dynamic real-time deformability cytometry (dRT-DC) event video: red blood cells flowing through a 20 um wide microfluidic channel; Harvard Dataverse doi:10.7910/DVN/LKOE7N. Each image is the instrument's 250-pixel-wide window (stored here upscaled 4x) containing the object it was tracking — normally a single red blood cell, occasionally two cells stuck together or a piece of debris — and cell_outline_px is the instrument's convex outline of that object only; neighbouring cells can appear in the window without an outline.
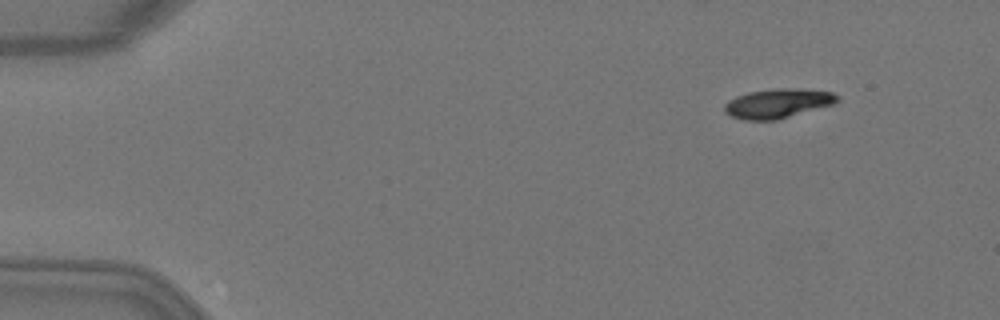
{"species": "Egyptian fruit bat (a non-hibernating species)", "species_latin": "Rousettus aegyptiacus", "temperature_condition": "warm", "stored_images_in_passage": 5, "camera_frame_rate_fps": 3000, "um_per_image_px": 0.085, "animal": {"sex": "female"}, "frame": {"image": 1, "passage_image": 2, "time_ms": 0.333, "image_size_px": [1000, 320], "cell_outline_px": [[840, 100], [836, 104], [776, 120], [744, 120], [732, 116], [724, 112], [724, 104], [728, 100], [736, 96], [748, 92], [776, 88], [800, 88], [832, 92], [840, 96]], "centroid_in_image_um": [66.15, 8.78], "position_along_channel_um": 18.9, "area_um2": 19.59}}